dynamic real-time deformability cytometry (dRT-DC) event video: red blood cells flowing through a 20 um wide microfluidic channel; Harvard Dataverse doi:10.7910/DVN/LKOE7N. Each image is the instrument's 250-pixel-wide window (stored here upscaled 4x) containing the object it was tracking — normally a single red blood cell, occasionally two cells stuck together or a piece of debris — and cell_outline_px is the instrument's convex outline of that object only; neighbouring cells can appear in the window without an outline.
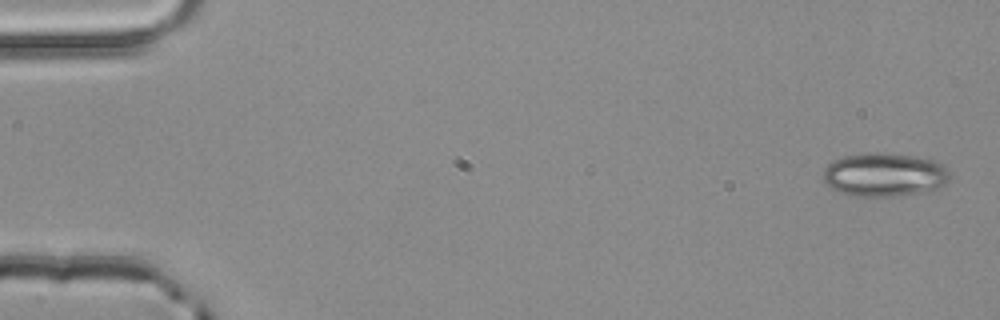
{"species": "common noctule bat (a hibernating species)", "species_latin": "Nyctalus noctula", "temperature_condition": "room temperature", "stored_images_in_passage": 4, "camera_frame_rate_fps": 3000, "um_per_image_px": 0.085, "animal": {"sex": "male", "body_mass_g": 20.4}, "frame": {"image": 1, "passage_image": 1, "time_ms": 0.0, "image_size_px": [1000, 320], "cell_outline_px": [[948, 180], [944, 184], [936, 188], [924, 192], [892, 196], [860, 196], [844, 192], [832, 188], [824, 184], [824, 168], [832, 160], [844, 156], [876, 152], [912, 156], [936, 160], [948, 172]], "centroid_in_image_um": [75.15, 14.84], "position_along_channel_um": 9.9, "area_um2": 31.67}}